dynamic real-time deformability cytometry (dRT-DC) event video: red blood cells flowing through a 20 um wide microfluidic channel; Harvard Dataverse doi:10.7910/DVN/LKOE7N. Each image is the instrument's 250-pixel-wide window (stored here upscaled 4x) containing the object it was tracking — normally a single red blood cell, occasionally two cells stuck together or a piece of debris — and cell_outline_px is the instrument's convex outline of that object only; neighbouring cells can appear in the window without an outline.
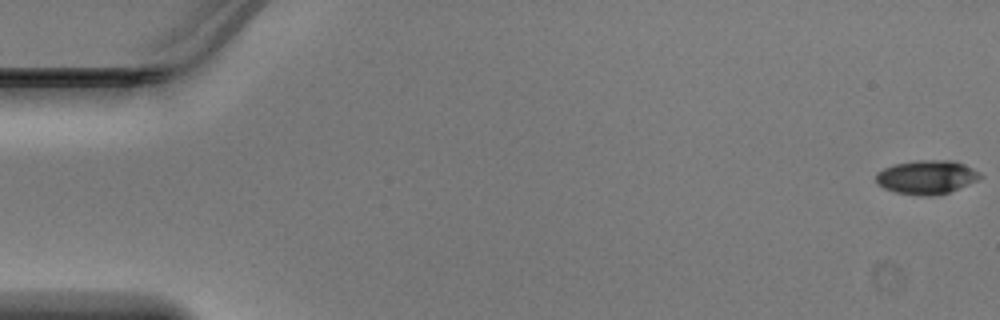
{"species": "Egyptian fruit bat (a non-hibernating species)", "species_latin": "Rousettus aegyptiacus", "temperature_condition": "warm", "stored_images_in_passage": 48, "camera_frame_rate_fps": 3000, "um_per_image_px": 0.085, "animal": {"sex": "male"}, "frame": {"image": 1, "passage_image": 1, "time_ms": 0.0, "image_size_px": [1000, 320], "cell_outline_px": [[984, 176], [968, 184], [948, 192], [932, 196], [920, 196], [896, 192], [884, 188], [876, 184], [876, 172], [884, 168], [896, 164], [916, 160], [956, 160], [980, 172]], "centroid_in_image_um": [78.76, 15.05], "position_along_channel_um": 6.2, "area_um2": 20.58}}
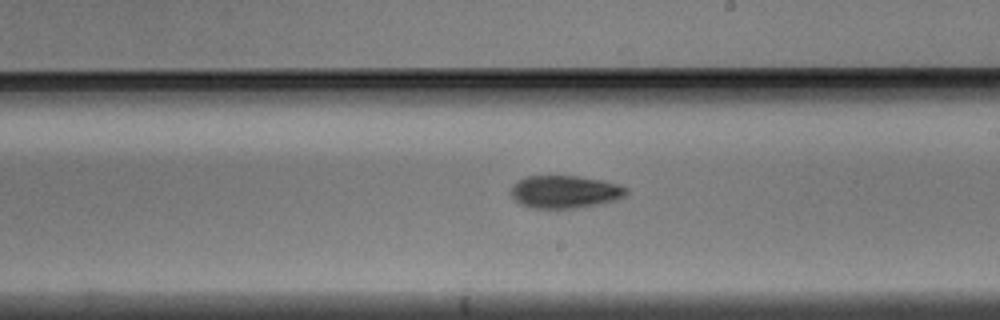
{"frame": {"image": 2, "passage_image": 28, "time_ms": 9.0, "image_size_px": [1000, 320], "cell_outline_px": [[628, 196], [616, 200], [600, 204], [576, 208], [532, 208], [520, 204], [512, 196], [512, 184], [528, 176], [580, 176], [604, 180], [620, 184], [628, 188]], "centroid_in_image_um": [48.1, 16.3], "position_along_channel_um": 240.9, "area_um2": 22.2}}
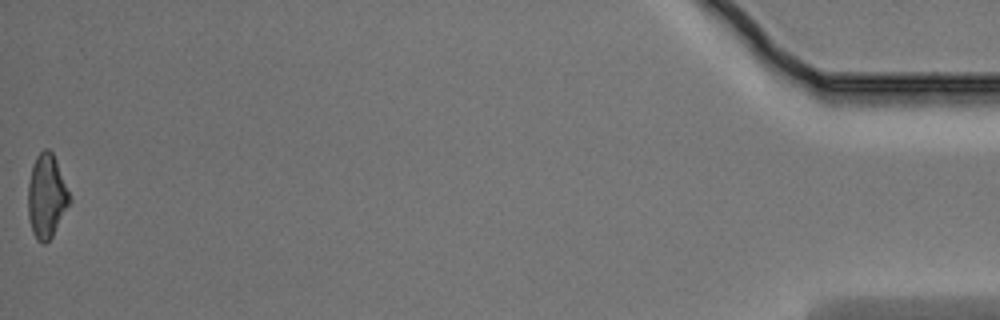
{"frame": {"image": 3, "passage_image": 48, "time_ms": 15.667, "image_size_px": [1000, 320], "cell_outline_px": [[72, 200], [52, 236], [44, 244], [36, 240], [32, 232], [28, 216], [28, 184], [32, 164], [36, 156], [44, 148], [48, 148], [52, 152], [56, 160]], "centroid_in_image_um": [3.95, 16.67], "position_along_channel_um": 431.3, "area_um2": 20.29}}